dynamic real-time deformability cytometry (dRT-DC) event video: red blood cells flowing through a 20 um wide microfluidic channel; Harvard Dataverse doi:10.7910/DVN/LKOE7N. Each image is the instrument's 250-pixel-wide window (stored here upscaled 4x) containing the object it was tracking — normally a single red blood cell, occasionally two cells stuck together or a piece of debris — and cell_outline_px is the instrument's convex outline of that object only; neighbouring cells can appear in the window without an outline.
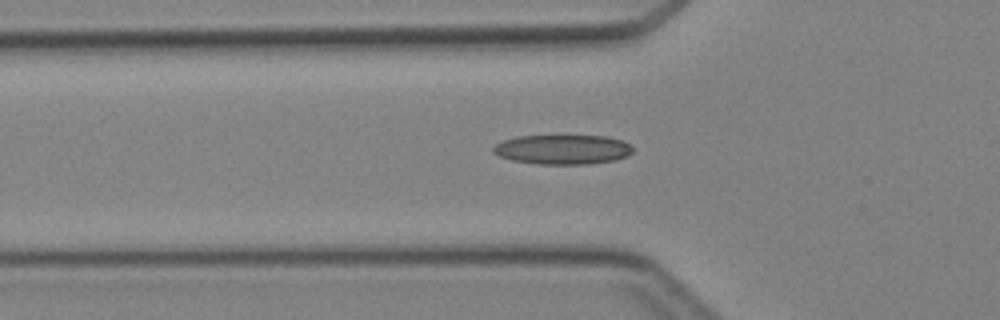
{"species": "Egyptian fruit bat (a non-hibernating species)", "species_latin": "Rousettus aegyptiacus", "temperature_condition": "cold", "stored_images_in_passage": 35, "camera_frame_rate_fps": 3000, "um_per_image_px": 0.085, "animal": {"sex": "female"}, "frame": {"image": 1, "passage_image": 5, "time_ms": 1.333, "image_size_px": [1000, 320], "cell_outline_px": [[632, 152], [628, 156], [616, 160], [588, 164], [540, 164], [512, 160], [500, 156], [492, 152], [492, 148], [496, 144], [504, 140], [516, 136], [608, 136], [620, 140], [628, 144], [632, 148]], "centroid_in_image_um": [47.82, 12.71], "position_along_channel_um": 78.0, "area_um2": 23.99}}
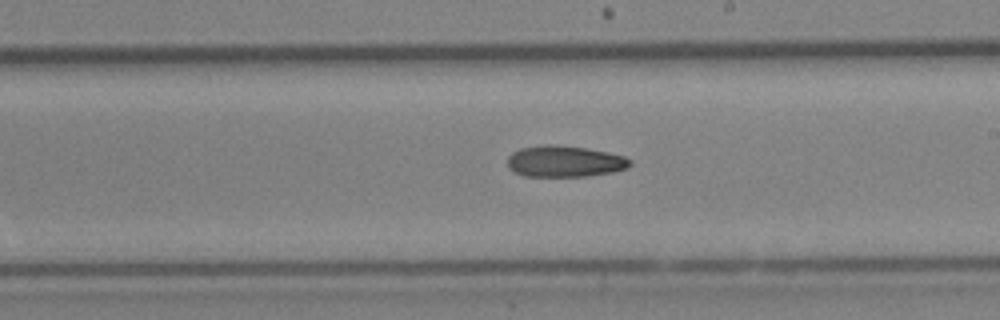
{"frame": {"image": 2, "passage_image": 16, "time_ms": 5.0, "image_size_px": [1000, 320], "cell_outline_px": [[632, 164], [628, 168], [612, 172], [588, 176], [524, 176], [508, 168], [508, 156], [512, 152], [520, 148], [544, 144], [552, 144], [584, 148], [608, 152], [624, 156], [632, 160]], "centroid_in_image_um": [48.0, 13.71], "position_along_channel_um": 241.0, "area_um2": 22.43}}
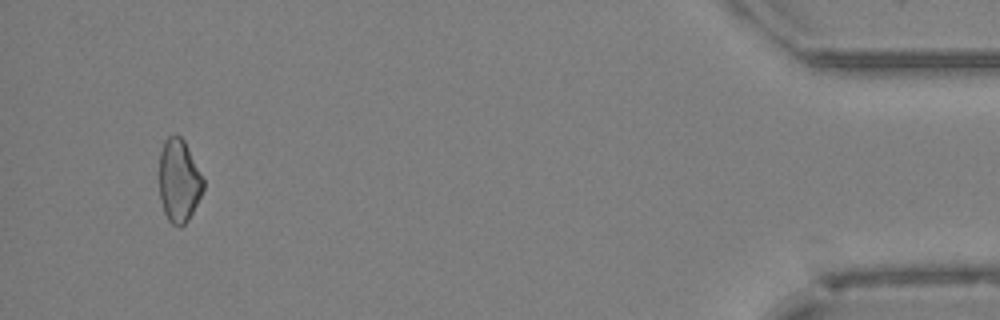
{"frame": {"image": 3, "passage_image": 33, "time_ms": 10.667, "image_size_px": [1000, 320], "cell_outline_px": [[204, 188], [188, 220], [180, 228], [172, 224], [168, 220], [164, 212], [160, 200], [160, 152], [164, 140], [168, 136], [180, 136], [184, 140], [204, 180]], "centroid_in_image_um": [15.2, 15.38], "position_along_channel_um": 420.0, "area_um2": 21.1}}